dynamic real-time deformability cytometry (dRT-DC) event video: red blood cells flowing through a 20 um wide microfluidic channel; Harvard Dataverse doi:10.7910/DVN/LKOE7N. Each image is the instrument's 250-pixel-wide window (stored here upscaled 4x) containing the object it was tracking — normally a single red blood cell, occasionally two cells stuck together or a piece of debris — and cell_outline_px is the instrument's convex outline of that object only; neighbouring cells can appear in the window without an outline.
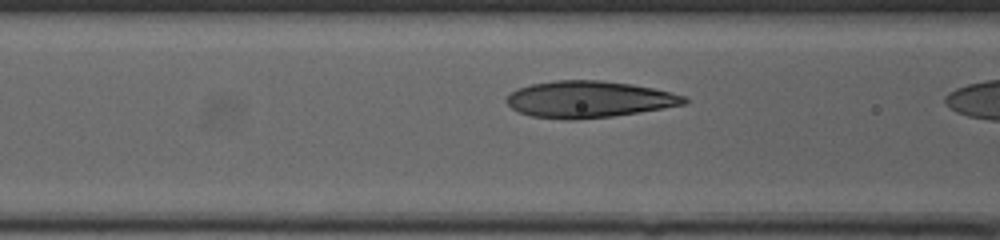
{"species": "human", "species_latin": "Homo sapiens", "temperature_condition": "cold", "stored_images_in_passage": 11, "camera_frame_rate_fps": 3000, "um_per_image_px": 0.085, "donor": {"sex": "female"}, "frame": {"image": 1, "passage_image": 10, "time_ms": 3.0, "image_size_px": [1000, 240], "cell_outline_px": [[688, 104], [664, 108], [612, 116], [572, 120], [568, 120], [532, 116], [520, 112], [512, 108], [504, 100], [516, 88], [532, 84], [556, 80], [600, 80], [632, 84], [672, 92], [688, 96]], "centroid_in_image_um": [50.09, 8.44], "position_along_channel_um": 116.5, "area_um2": 37.97}}